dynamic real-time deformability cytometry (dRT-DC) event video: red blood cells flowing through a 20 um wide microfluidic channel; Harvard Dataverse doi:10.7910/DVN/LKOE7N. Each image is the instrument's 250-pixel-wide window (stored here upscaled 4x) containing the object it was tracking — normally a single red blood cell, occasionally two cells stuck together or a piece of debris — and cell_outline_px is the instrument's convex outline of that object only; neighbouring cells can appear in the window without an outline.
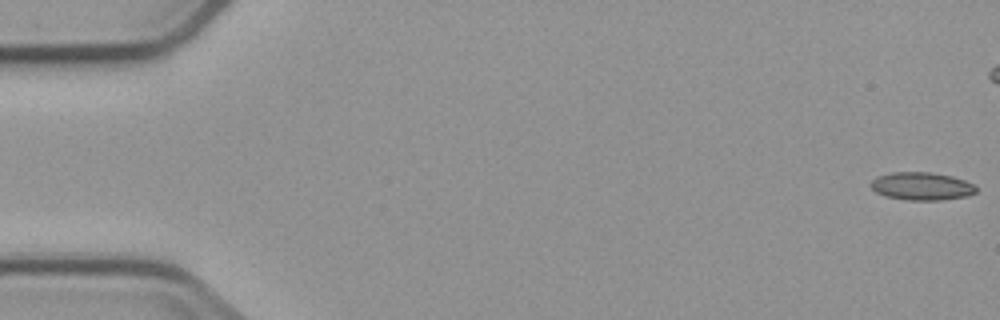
{"species": "common noctule bat (a hibernating species)", "species_latin": "Nyctalus noctula", "temperature_condition": "cold", "stored_images_in_passage": 4, "camera_frame_rate_fps": 3000, "um_per_image_px": 0.085, "animal": {"sex": "male", "body_mass_g": 23.1, "forearm_length_mm": 52.7}, "frame": {"image": 1, "passage_image": 1, "time_ms": 0.0, "image_size_px": [1000, 320], "cell_outline_px": [[976, 192], [968, 196], [940, 200], [908, 200], [884, 196], [876, 192], [868, 184], [876, 176], [892, 172], [928, 172], [952, 176], [964, 180], [972, 184], [976, 188]], "centroid_in_image_um": [78.3, 15.82], "position_along_channel_um": 6.7, "area_um2": 17.17}}